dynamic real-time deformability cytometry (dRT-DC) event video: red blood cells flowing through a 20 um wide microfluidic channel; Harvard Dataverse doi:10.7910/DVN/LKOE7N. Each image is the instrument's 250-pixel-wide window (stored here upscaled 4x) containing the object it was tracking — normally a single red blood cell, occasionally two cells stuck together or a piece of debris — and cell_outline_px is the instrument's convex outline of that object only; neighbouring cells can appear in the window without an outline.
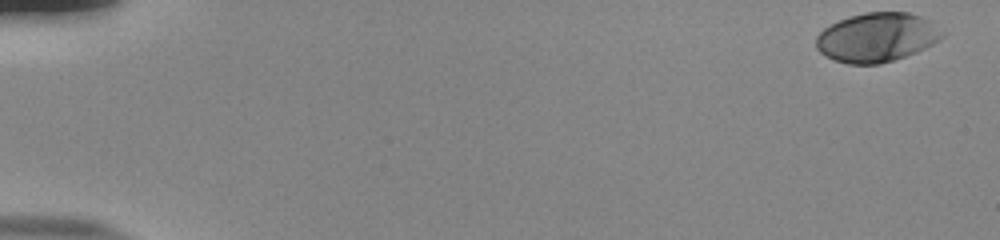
{"species": "human", "species_latin": "Homo sapiens", "temperature_condition": "room temperature", "stored_images_in_passage": 54, "camera_frame_rate_fps": 3000, "um_per_image_px": 0.085, "donor": {"sex": "male"}, "frame": {"image": 1, "passage_image": 1, "time_ms": 0.0, "image_size_px": [1000, 240], "cell_outline_px": [[944, 36], [940, 40], [916, 52], [880, 64], [848, 64], [832, 60], [824, 56], [816, 48], [816, 36], [824, 28], [848, 16], [864, 12], [908, 12], [932, 20], [944, 32]], "centroid_in_image_um": [74.53, 3.17], "position_along_channel_um": 10.5, "area_um2": 36.36}}
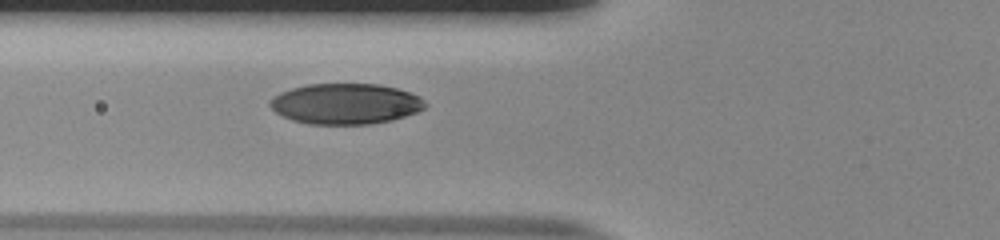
{"frame": {"image": 2, "passage_image": 21, "time_ms": 6.667, "image_size_px": [1000, 240], "cell_outline_px": [[428, 104], [424, 108], [416, 112], [392, 120], [368, 124], [308, 124], [292, 120], [276, 112], [268, 104], [268, 100], [272, 96], [280, 92], [292, 88], [308, 84], [380, 84], [396, 88], [420, 96]], "centroid_in_image_um": [29.35, 8.82], "position_along_channel_um": 96.4, "area_um2": 36.82}}
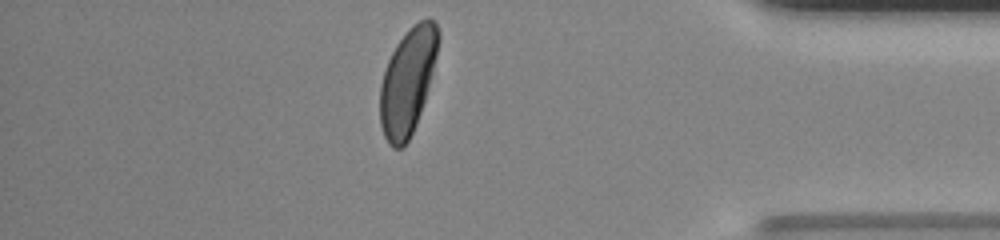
{"frame": {"image": 3, "passage_image": 47, "time_ms": 15.333, "image_size_px": [1000, 240], "cell_outline_px": [[440, 40], [428, 88], [416, 124], [404, 148], [392, 148], [388, 144], [384, 136], [380, 124], [380, 84], [388, 60], [396, 44], [408, 28], [412, 24], [428, 16], [436, 24], [440, 32]], "centroid_in_image_um": [34.65, 6.89], "position_along_channel_um": 400.6, "area_um2": 36.07}, "authors_computed_cell_mechanics": {"area_um2": 36.8764, "velocity_mm_per_s": 3.8275, "shape_relaxation_time_tau1_ms": 2.4859, "shape_relaxation_time_tau2_ms": null, "deformation_change_tau1": 0.1506, "deformation_change_tau2": null}}